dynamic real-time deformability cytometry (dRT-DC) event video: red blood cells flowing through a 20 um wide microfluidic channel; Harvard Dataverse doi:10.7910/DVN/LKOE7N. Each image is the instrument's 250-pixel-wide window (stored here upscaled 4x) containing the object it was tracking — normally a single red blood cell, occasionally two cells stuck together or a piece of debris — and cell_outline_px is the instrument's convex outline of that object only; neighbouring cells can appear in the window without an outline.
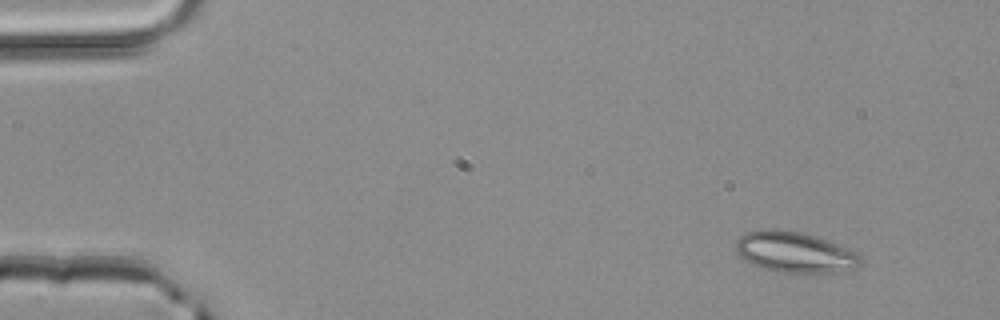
{"species": "common noctule bat (a hibernating species)", "species_latin": "Nyctalus noctula", "temperature_condition": "room temperature", "stored_images_in_passage": 9, "camera_frame_rate_fps": 3000, "um_per_image_px": 0.085, "animal": {"sex": "male", "body_mass_g": 20.4}, "frame": {"image": 1, "passage_image": 1, "time_ms": 0.0, "image_size_px": [1000, 320], "cell_outline_px": [[860, 264], [856, 268], [836, 272], [776, 272], [760, 268], [752, 264], [740, 256], [736, 252], [736, 240], [744, 232], [760, 228], [776, 228], [804, 232], [816, 236], [848, 248], [856, 252], [860, 256]], "centroid_in_image_um": [67.5, 21.41], "position_along_channel_um": 17.5, "area_um2": 29.94}}